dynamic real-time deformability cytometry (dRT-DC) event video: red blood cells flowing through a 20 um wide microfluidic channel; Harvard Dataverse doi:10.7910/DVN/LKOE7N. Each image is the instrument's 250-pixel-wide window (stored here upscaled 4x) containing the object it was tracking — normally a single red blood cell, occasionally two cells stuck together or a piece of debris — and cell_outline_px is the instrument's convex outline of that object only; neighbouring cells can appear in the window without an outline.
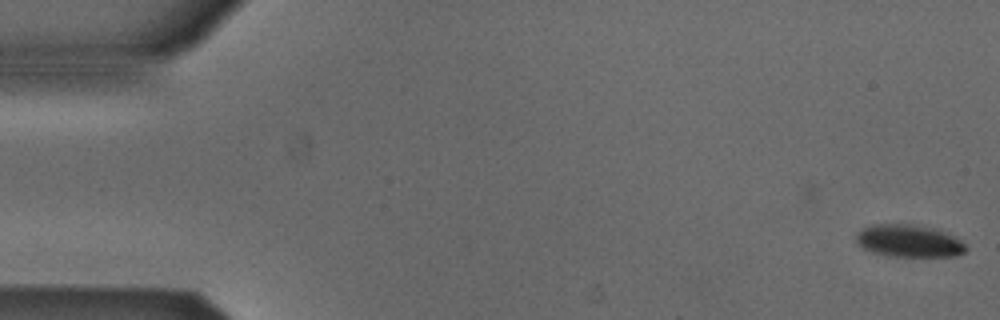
{"species": "Egyptian fruit bat (a non-hibernating species)", "species_latin": "Rousettus aegyptiacus", "temperature_condition": "cold", "stored_images_in_passage": 54, "camera_frame_rate_fps": 3000, "um_per_image_px": 0.085, "animal": {"sex": "male"}, "frame": {"image": 1, "passage_image": 1, "time_ms": 0.0, "image_size_px": [1000, 320], "cell_outline_px": [[968, 248], [964, 252], [956, 256], [888, 256], [872, 252], [864, 248], [856, 240], [856, 236], [864, 228], [872, 224], [908, 224], [932, 228], [952, 236], [960, 240]], "centroid_in_image_um": [77.26, 20.49], "position_along_channel_um": 7.7, "area_um2": 20.29}}
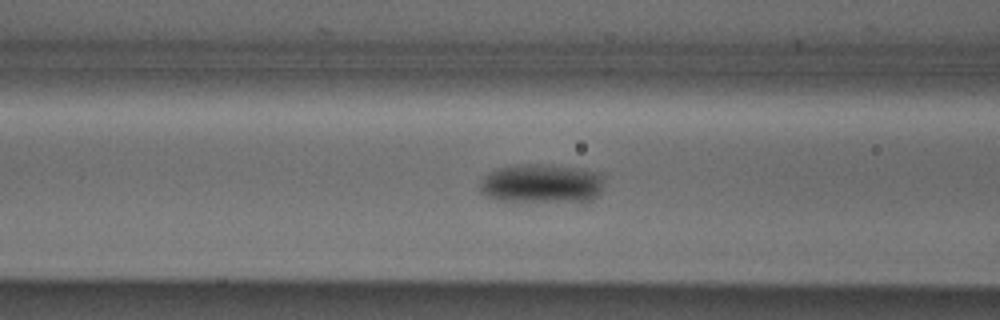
{"frame": {"image": 2, "passage_image": 21, "time_ms": 6.667, "image_size_px": [1000, 320], "cell_outline_px": [[604, 176], [600, 192], [592, 200], [496, 200], [480, 192], [480, 184], [484, 176], [488, 172], [496, 168], [516, 164], [544, 164], [580, 168], [600, 172]], "centroid_in_image_um": [46.02, 15.56], "position_along_channel_um": 120.6, "area_um2": 28.03}}
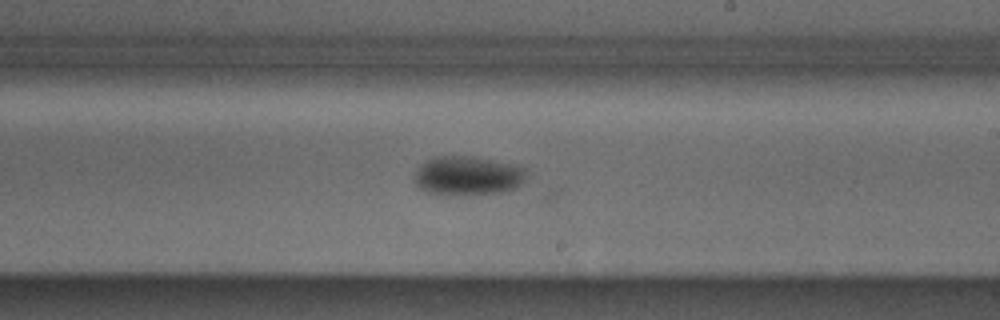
{"frame": {"image": 3, "passage_image": 31, "time_ms": 10.0, "image_size_px": [1000, 320], "cell_outline_px": [[524, 180], [516, 188], [504, 192], [460, 196], [444, 196], [428, 192], [420, 188], [412, 180], [416, 168], [424, 160], [436, 156], [464, 156], [492, 160], [512, 164], [524, 168]], "centroid_in_image_um": [39.67, 14.96], "position_along_channel_um": 249.3, "area_um2": 25.95}, "authors_computed_cell_mechanics": {"area_um2": 20.6635, "velocity_mm_per_s": 3.8429, "shape_relaxation_time_tau1_ms": null, "shape_relaxation_time_tau2_ms": 7.1757, "deformation_change_tau1": null, "deformation_change_tau2": 0.0717}}